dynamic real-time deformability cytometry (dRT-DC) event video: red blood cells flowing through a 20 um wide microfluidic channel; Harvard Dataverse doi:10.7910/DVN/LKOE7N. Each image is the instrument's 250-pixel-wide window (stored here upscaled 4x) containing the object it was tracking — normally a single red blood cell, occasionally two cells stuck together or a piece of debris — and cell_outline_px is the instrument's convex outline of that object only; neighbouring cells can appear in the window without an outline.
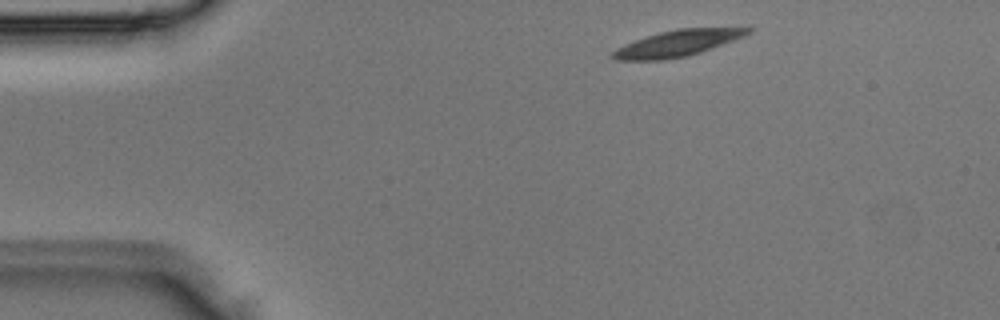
{"species": "Egyptian fruit bat (a non-hibernating species)", "species_latin": "Rousettus aegyptiacus", "temperature_condition": "room temperature", "stored_images_in_passage": 2, "camera_frame_rate_fps": 3000, "um_per_image_px": 0.085, "animal": {"sex": "male"}, "frame": {"image": 1, "passage_image": 1, "time_ms": 0.0, "image_size_px": [1000, 320], "cell_outline_px": [[752, 28], [748, 32], [732, 40], [700, 52], [684, 56], [664, 60], [612, 60], [608, 56], [616, 48], [624, 44], [660, 32], [676, 28]], "centroid_in_image_um": [57.43, 3.7], "position_along_channel_um": 27.6, "area_um2": 20.11}}